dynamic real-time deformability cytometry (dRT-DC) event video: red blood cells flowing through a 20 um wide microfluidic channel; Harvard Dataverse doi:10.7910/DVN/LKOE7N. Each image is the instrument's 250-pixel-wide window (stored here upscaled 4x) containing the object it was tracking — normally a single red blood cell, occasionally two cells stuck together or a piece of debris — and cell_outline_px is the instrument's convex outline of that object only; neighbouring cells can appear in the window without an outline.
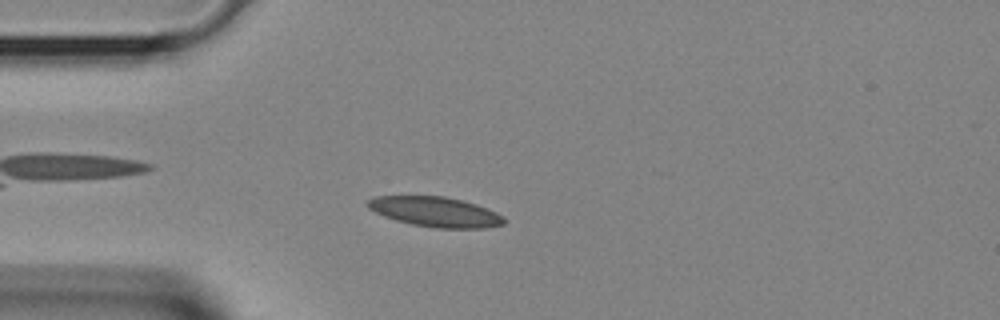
{"species": "Egyptian fruit bat (a non-hibernating species)", "species_latin": "Rousettus aegyptiacus", "temperature_condition": "room temperature", "stored_images_in_passage": 31, "camera_frame_rate_fps": 3000, "um_per_image_px": 0.085, "animal": {"sex": "female"}, "frame": {"image": 1, "passage_image": 6, "time_ms": 1.667, "image_size_px": [1000, 320], "cell_outline_px": [[504, 224], [484, 228], [436, 228], [412, 224], [396, 220], [384, 216], [368, 208], [364, 204], [372, 196], [444, 196], [476, 204], [488, 208], [504, 216]], "centroid_in_image_um": [36.99, 18.0], "position_along_channel_um": 48.0, "area_um2": 23.81}}
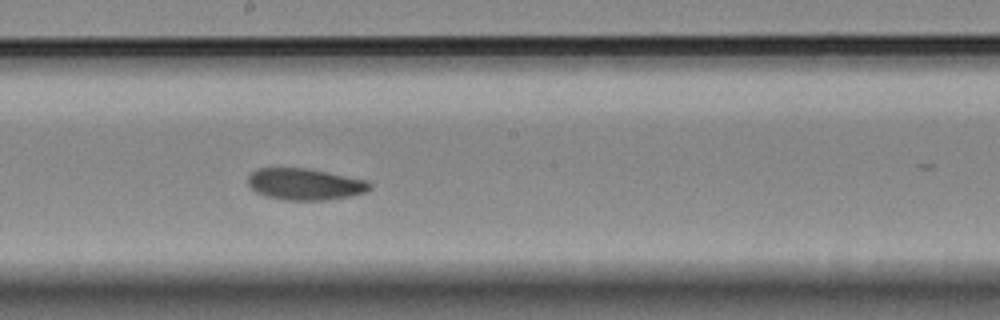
{"frame": {"image": 2, "passage_image": 17, "time_ms": 5.333, "image_size_px": [1000, 320], "cell_outline_px": [[372, 188], [364, 192], [348, 196], [328, 200], [284, 200], [268, 196], [256, 192], [248, 184], [248, 176], [256, 168], [308, 168], [368, 180], [372, 184]], "centroid_in_image_um": [25.93, 15.65], "position_along_channel_um": 222.3, "area_um2": 22.43}}
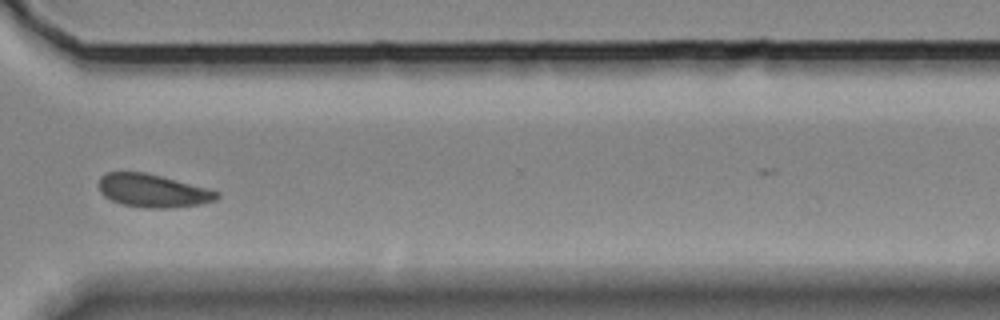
{"frame": {"image": 3, "passage_image": 25, "time_ms": 8.0, "image_size_px": [1000, 320], "cell_outline_px": [[220, 196], [216, 200], [200, 204], [172, 208], [144, 208], [120, 204], [104, 196], [100, 192], [100, 176], [108, 172], [144, 172], [208, 188], [220, 192]], "centroid_in_image_um": [13.0, 16.22], "position_along_channel_um": 357.6, "area_um2": 22.77}}